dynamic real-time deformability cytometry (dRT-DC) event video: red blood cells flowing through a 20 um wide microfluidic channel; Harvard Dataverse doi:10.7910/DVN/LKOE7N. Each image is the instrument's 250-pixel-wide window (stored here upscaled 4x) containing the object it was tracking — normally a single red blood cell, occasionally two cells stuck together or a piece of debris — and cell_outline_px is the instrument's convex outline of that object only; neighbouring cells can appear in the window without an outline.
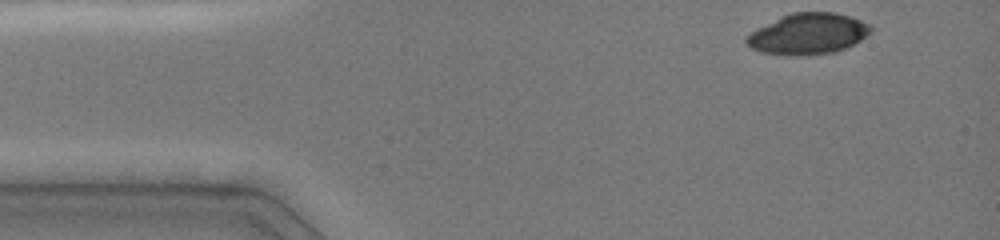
{"species": "common noctule bat (a hibernating species)", "species_latin": "Nyctalus noctula", "temperature_condition": "cold", "stored_images_in_passage": 14, "camera_frame_rate_fps": 3000, "um_per_image_px": 0.085, "animal": {"sex": "female", "body_mass_g": 19.0, "forearm_length_mm": 51.5}, "frame": {"image": 1, "passage_image": 1, "time_ms": 0.0, "image_size_px": [1000, 240], "cell_outline_px": [[872, 32], [860, 40], [836, 52], [804, 56], [800, 56], [764, 52], [752, 48], [744, 40], [756, 28], [780, 16], [792, 12], [832, 12], [848, 16], [860, 20], [868, 24], [872, 28]], "centroid_in_image_um": [68.68, 2.87], "position_along_channel_um": 16.3, "area_um2": 29.48}}